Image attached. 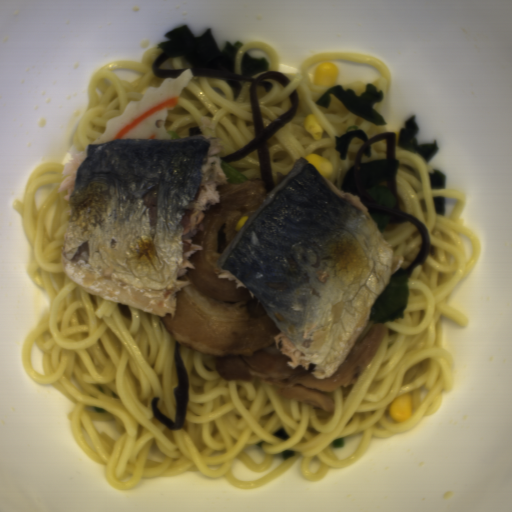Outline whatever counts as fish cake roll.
I'll use <instances>...</instances> for the list:
<instances>
[{
    "instance_id": "1",
    "label": "fish cake roll",
    "mask_w": 512,
    "mask_h": 512,
    "mask_svg": "<svg viewBox=\"0 0 512 512\" xmlns=\"http://www.w3.org/2000/svg\"><path fill=\"white\" fill-rule=\"evenodd\" d=\"M195 74L192 67L176 78H165L146 90L139 100H130L121 114L107 120L94 143L110 139H168L165 124ZM93 143V144H94Z\"/></svg>"
}]
</instances>
